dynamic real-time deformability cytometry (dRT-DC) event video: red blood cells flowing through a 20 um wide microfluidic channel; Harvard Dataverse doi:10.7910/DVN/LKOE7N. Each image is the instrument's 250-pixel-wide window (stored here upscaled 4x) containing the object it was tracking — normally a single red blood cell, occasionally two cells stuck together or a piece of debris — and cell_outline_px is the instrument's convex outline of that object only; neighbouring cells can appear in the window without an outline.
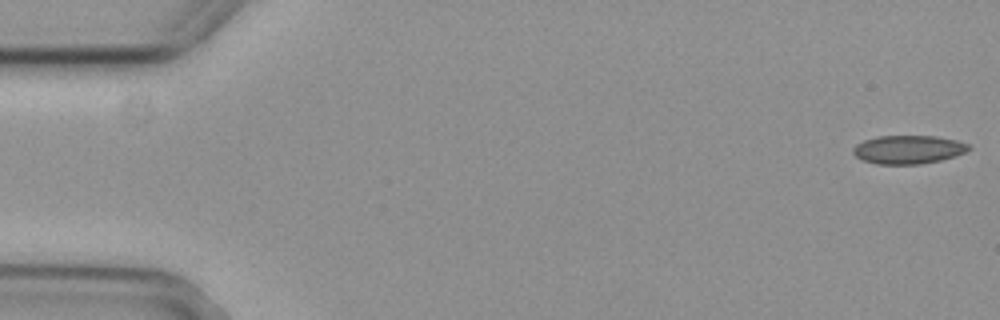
{"species": "common noctule bat (a hibernating species)", "species_latin": "Nyctalus noctula", "temperature_condition": "cold", "stored_images_in_passage": 5, "camera_frame_rate_fps": 3000, "um_per_image_px": 0.085, "animal": {"sex": "female", "body_mass_g": 29.2, "forearm_length_mm": 56.3}, "frame": {"image": 1, "passage_image": 1, "time_ms": 0.0, "image_size_px": [1000, 320], "cell_outline_px": [[972, 148], [956, 156], [940, 160], [920, 164], [876, 164], [864, 160], [856, 156], [852, 152], [852, 148], [856, 144], [864, 140], [880, 136], [936, 136], [956, 140], [968, 144]], "centroid_in_image_um": [77.2, 12.71], "position_along_channel_um": 7.8, "area_um2": 19.13}}